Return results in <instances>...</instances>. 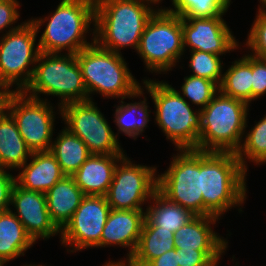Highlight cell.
Segmentation results:
<instances>
[{
  "instance_id": "6da1fadb",
  "label": "cell",
  "mask_w": 266,
  "mask_h": 266,
  "mask_svg": "<svg viewBox=\"0 0 266 266\" xmlns=\"http://www.w3.org/2000/svg\"><path fill=\"white\" fill-rule=\"evenodd\" d=\"M247 171L236 153L201 151L203 216L221 218L246 200Z\"/></svg>"
},
{
  "instance_id": "7a4b0ae2",
  "label": "cell",
  "mask_w": 266,
  "mask_h": 266,
  "mask_svg": "<svg viewBox=\"0 0 266 266\" xmlns=\"http://www.w3.org/2000/svg\"><path fill=\"white\" fill-rule=\"evenodd\" d=\"M44 18L29 19L39 33V29L46 23L44 32L38 40L40 52L77 54L94 43L95 2L91 0H60L53 14ZM91 29V30H90ZM93 38L87 42L86 33ZM89 31V32H88Z\"/></svg>"
},
{
  "instance_id": "3957f363",
  "label": "cell",
  "mask_w": 266,
  "mask_h": 266,
  "mask_svg": "<svg viewBox=\"0 0 266 266\" xmlns=\"http://www.w3.org/2000/svg\"><path fill=\"white\" fill-rule=\"evenodd\" d=\"M156 10L143 0H98L94 42L119 54L127 46L137 51L144 28Z\"/></svg>"
},
{
  "instance_id": "277c9868",
  "label": "cell",
  "mask_w": 266,
  "mask_h": 266,
  "mask_svg": "<svg viewBox=\"0 0 266 266\" xmlns=\"http://www.w3.org/2000/svg\"><path fill=\"white\" fill-rule=\"evenodd\" d=\"M88 93L106 98H141L144 89L134 78L122 54L105 50L95 42L76 54ZM141 96V97H140Z\"/></svg>"
},
{
  "instance_id": "5b68a950",
  "label": "cell",
  "mask_w": 266,
  "mask_h": 266,
  "mask_svg": "<svg viewBox=\"0 0 266 266\" xmlns=\"http://www.w3.org/2000/svg\"><path fill=\"white\" fill-rule=\"evenodd\" d=\"M144 89L152 97L156 124L162 129L167 140L177 150H198L201 129V111H194L178 90L168 82L143 79Z\"/></svg>"
},
{
  "instance_id": "8992f818",
  "label": "cell",
  "mask_w": 266,
  "mask_h": 266,
  "mask_svg": "<svg viewBox=\"0 0 266 266\" xmlns=\"http://www.w3.org/2000/svg\"><path fill=\"white\" fill-rule=\"evenodd\" d=\"M249 104L220 91L201 109L198 151L236 153L246 131Z\"/></svg>"
},
{
  "instance_id": "52a82bcc",
  "label": "cell",
  "mask_w": 266,
  "mask_h": 266,
  "mask_svg": "<svg viewBox=\"0 0 266 266\" xmlns=\"http://www.w3.org/2000/svg\"><path fill=\"white\" fill-rule=\"evenodd\" d=\"M23 92L37 99H41L40 94L61 98L59 115L64 105L88 100L76 54L40 52L32 79Z\"/></svg>"
},
{
  "instance_id": "ba28073f",
  "label": "cell",
  "mask_w": 266,
  "mask_h": 266,
  "mask_svg": "<svg viewBox=\"0 0 266 266\" xmlns=\"http://www.w3.org/2000/svg\"><path fill=\"white\" fill-rule=\"evenodd\" d=\"M136 52L149 72L172 71L184 54L182 18L158 7L144 28Z\"/></svg>"
},
{
  "instance_id": "9c48e42d",
  "label": "cell",
  "mask_w": 266,
  "mask_h": 266,
  "mask_svg": "<svg viewBox=\"0 0 266 266\" xmlns=\"http://www.w3.org/2000/svg\"><path fill=\"white\" fill-rule=\"evenodd\" d=\"M37 34L35 25L28 20L0 38V84L9 91L13 85L15 91H23L32 79L40 54L35 44Z\"/></svg>"
},
{
  "instance_id": "30bf717a",
  "label": "cell",
  "mask_w": 266,
  "mask_h": 266,
  "mask_svg": "<svg viewBox=\"0 0 266 266\" xmlns=\"http://www.w3.org/2000/svg\"><path fill=\"white\" fill-rule=\"evenodd\" d=\"M169 168L158 176L157 189L170 201L203 216L201 151L176 150Z\"/></svg>"
},
{
  "instance_id": "8fae6325",
  "label": "cell",
  "mask_w": 266,
  "mask_h": 266,
  "mask_svg": "<svg viewBox=\"0 0 266 266\" xmlns=\"http://www.w3.org/2000/svg\"><path fill=\"white\" fill-rule=\"evenodd\" d=\"M41 99L11 89L5 103V109L14 118L22 138L32 152L50 151L55 130V108L46 98Z\"/></svg>"
},
{
  "instance_id": "7c38bea8",
  "label": "cell",
  "mask_w": 266,
  "mask_h": 266,
  "mask_svg": "<svg viewBox=\"0 0 266 266\" xmlns=\"http://www.w3.org/2000/svg\"><path fill=\"white\" fill-rule=\"evenodd\" d=\"M95 104L87 100L64 105L61 117L65 127L86 144L91 154H124L116 133Z\"/></svg>"
},
{
  "instance_id": "4fadbf2b",
  "label": "cell",
  "mask_w": 266,
  "mask_h": 266,
  "mask_svg": "<svg viewBox=\"0 0 266 266\" xmlns=\"http://www.w3.org/2000/svg\"><path fill=\"white\" fill-rule=\"evenodd\" d=\"M126 156L118 162L105 197L111 209L144 210L143 204L157 190V168L137 165Z\"/></svg>"
},
{
  "instance_id": "5bb4252c",
  "label": "cell",
  "mask_w": 266,
  "mask_h": 266,
  "mask_svg": "<svg viewBox=\"0 0 266 266\" xmlns=\"http://www.w3.org/2000/svg\"><path fill=\"white\" fill-rule=\"evenodd\" d=\"M111 210L105 196L85 195L71 220L60 231L61 244L68 252L100 247V239Z\"/></svg>"
},
{
  "instance_id": "9a60e30c",
  "label": "cell",
  "mask_w": 266,
  "mask_h": 266,
  "mask_svg": "<svg viewBox=\"0 0 266 266\" xmlns=\"http://www.w3.org/2000/svg\"><path fill=\"white\" fill-rule=\"evenodd\" d=\"M183 48L219 56L239 49V42L227 26L223 15L211 18H182ZM186 49V50H185Z\"/></svg>"
},
{
  "instance_id": "2e32d148",
  "label": "cell",
  "mask_w": 266,
  "mask_h": 266,
  "mask_svg": "<svg viewBox=\"0 0 266 266\" xmlns=\"http://www.w3.org/2000/svg\"><path fill=\"white\" fill-rule=\"evenodd\" d=\"M11 205L16 209L12 213L35 243L40 238L46 240L60 234L50 218L44 193L26 190L15 183L11 193Z\"/></svg>"
},
{
  "instance_id": "e0dca14e",
  "label": "cell",
  "mask_w": 266,
  "mask_h": 266,
  "mask_svg": "<svg viewBox=\"0 0 266 266\" xmlns=\"http://www.w3.org/2000/svg\"><path fill=\"white\" fill-rule=\"evenodd\" d=\"M145 221L144 210H116L111 209L103 228L100 248L128 247L126 261L133 255L142 232Z\"/></svg>"
},
{
  "instance_id": "ac0fdd59",
  "label": "cell",
  "mask_w": 266,
  "mask_h": 266,
  "mask_svg": "<svg viewBox=\"0 0 266 266\" xmlns=\"http://www.w3.org/2000/svg\"><path fill=\"white\" fill-rule=\"evenodd\" d=\"M29 160L18 169L22 171L15 176V183L26 190L45 194L65 176L50 151L32 152Z\"/></svg>"
},
{
  "instance_id": "d6986e66",
  "label": "cell",
  "mask_w": 266,
  "mask_h": 266,
  "mask_svg": "<svg viewBox=\"0 0 266 266\" xmlns=\"http://www.w3.org/2000/svg\"><path fill=\"white\" fill-rule=\"evenodd\" d=\"M124 156L125 154H91L72 175L84 195L106 196L115 168Z\"/></svg>"
},
{
  "instance_id": "ffe728a7",
  "label": "cell",
  "mask_w": 266,
  "mask_h": 266,
  "mask_svg": "<svg viewBox=\"0 0 266 266\" xmlns=\"http://www.w3.org/2000/svg\"><path fill=\"white\" fill-rule=\"evenodd\" d=\"M219 218L195 216L174 233L175 249L226 250L228 241L213 231L212 226Z\"/></svg>"
},
{
  "instance_id": "44dd1931",
  "label": "cell",
  "mask_w": 266,
  "mask_h": 266,
  "mask_svg": "<svg viewBox=\"0 0 266 266\" xmlns=\"http://www.w3.org/2000/svg\"><path fill=\"white\" fill-rule=\"evenodd\" d=\"M45 195L50 218L60 231L71 220L85 196L74 177L68 175L58 181Z\"/></svg>"
},
{
  "instance_id": "7402d4cb",
  "label": "cell",
  "mask_w": 266,
  "mask_h": 266,
  "mask_svg": "<svg viewBox=\"0 0 266 266\" xmlns=\"http://www.w3.org/2000/svg\"><path fill=\"white\" fill-rule=\"evenodd\" d=\"M31 154L14 118L4 109L0 113V168L17 170L29 161Z\"/></svg>"
},
{
  "instance_id": "603a6c76",
  "label": "cell",
  "mask_w": 266,
  "mask_h": 266,
  "mask_svg": "<svg viewBox=\"0 0 266 266\" xmlns=\"http://www.w3.org/2000/svg\"><path fill=\"white\" fill-rule=\"evenodd\" d=\"M150 203L146 206L143 226H156L160 230L175 233L196 216L189 209L170 201L158 189L153 193Z\"/></svg>"
},
{
  "instance_id": "cb8c5ba5",
  "label": "cell",
  "mask_w": 266,
  "mask_h": 266,
  "mask_svg": "<svg viewBox=\"0 0 266 266\" xmlns=\"http://www.w3.org/2000/svg\"><path fill=\"white\" fill-rule=\"evenodd\" d=\"M33 244L35 242L11 209L0 213V258L5 263L24 256Z\"/></svg>"
},
{
  "instance_id": "d4e9b609",
  "label": "cell",
  "mask_w": 266,
  "mask_h": 266,
  "mask_svg": "<svg viewBox=\"0 0 266 266\" xmlns=\"http://www.w3.org/2000/svg\"><path fill=\"white\" fill-rule=\"evenodd\" d=\"M174 232L156 226H143L138 245L127 260L128 266H146L151 260L175 249Z\"/></svg>"
},
{
  "instance_id": "484cf974",
  "label": "cell",
  "mask_w": 266,
  "mask_h": 266,
  "mask_svg": "<svg viewBox=\"0 0 266 266\" xmlns=\"http://www.w3.org/2000/svg\"><path fill=\"white\" fill-rule=\"evenodd\" d=\"M50 152L68 176H72L91 155L86 144L66 127L52 141Z\"/></svg>"
},
{
  "instance_id": "4316f807",
  "label": "cell",
  "mask_w": 266,
  "mask_h": 266,
  "mask_svg": "<svg viewBox=\"0 0 266 266\" xmlns=\"http://www.w3.org/2000/svg\"><path fill=\"white\" fill-rule=\"evenodd\" d=\"M219 91L250 105L252 101V55H243L223 73Z\"/></svg>"
},
{
  "instance_id": "83f0119b",
  "label": "cell",
  "mask_w": 266,
  "mask_h": 266,
  "mask_svg": "<svg viewBox=\"0 0 266 266\" xmlns=\"http://www.w3.org/2000/svg\"><path fill=\"white\" fill-rule=\"evenodd\" d=\"M124 99H121L113 115L115 117L113 122L118 127V133L115 135L118 138L119 133H124L135 140L148 127L151 110L148 109L145 96L142 101L140 99L138 102L132 101L133 103L127 104Z\"/></svg>"
},
{
  "instance_id": "f1b7e54d",
  "label": "cell",
  "mask_w": 266,
  "mask_h": 266,
  "mask_svg": "<svg viewBox=\"0 0 266 266\" xmlns=\"http://www.w3.org/2000/svg\"><path fill=\"white\" fill-rule=\"evenodd\" d=\"M240 148L236 156L247 171V160L257 165L266 164V115L256 122L249 132H244ZM246 160V161H245Z\"/></svg>"
},
{
  "instance_id": "f546056e",
  "label": "cell",
  "mask_w": 266,
  "mask_h": 266,
  "mask_svg": "<svg viewBox=\"0 0 266 266\" xmlns=\"http://www.w3.org/2000/svg\"><path fill=\"white\" fill-rule=\"evenodd\" d=\"M231 0H173L172 8H165L181 18H211L225 15Z\"/></svg>"
},
{
  "instance_id": "4dcf8cb0",
  "label": "cell",
  "mask_w": 266,
  "mask_h": 266,
  "mask_svg": "<svg viewBox=\"0 0 266 266\" xmlns=\"http://www.w3.org/2000/svg\"><path fill=\"white\" fill-rule=\"evenodd\" d=\"M180 91L182 92L180 93ZM180 91H178L179 94H182L181 96L185 100L188 98L192 104L198 106V110H201L219 92V86L206 78L189 75L184 77Z\"/></svg>"
},
{
  "instance_id": "1f68e13d",
  "label": "cell",
  "mask_w": 266,
  "mask_h": 266,
  "mask_svg": "<svg viewBox=\"0 0 266 266\" xmlns=\"http://www.w3.org/2000/svg\"><path fill=\"white\" fill-rule=\"evenodd\" d=\"M189 52L191 53L189 68L192 71L190 75L206 78L219 86L223 77V61L220 56L199 50Z\"/></svg>"
},
{
  "instance_id": "d6a6232c",
  "label": "cell",
  "mask_w": 266,
  "mask_h": 266,
  "mask_svg": "<svg viewBox=\"0 0 266 266\" xmlns=\"http://www.w3.org/2000/svg\"><path fill=\"white\" fill-rule=\"evenodd\" d=\"M258 14L251 26L245 46L250 49V54L266 59V7L259 6Z\"/></svg>"
},
{
  "instance_id": "836d02e7",
  "label": "cell",
  "mask_w": 266,
  "mask_h": 266,
  "mask_svg": "<svg viewBox=\"0 0 266 266\" xmlns=\"http://www.w3.org/2000/svg\"><path fill=\"white\" fill-rule=\"evenodd\" d=\"M226 250L177 249L179 266H215Z\"/></svg>"
},
{
  "instance_id": "e575fe53",
  "label": "cell",
  "mask_w": 266,
  "mask_h": 266,
  "mask_svg": "<svg viewBox=\"0 0 266 266\" xmlns=\"http://www.w3.org/2000/svg\"><path fill=\"white\" fill-rule=\"evenodd\" d=\"M266 94V59L252 55V100Z\"/></svg>"
},
{
  "instance_id": "d590c367",
  "label": "cell",
  "mask_w": 266,
  "mask_h": 266,
  "mask_svg": "<svg viewBox=\"0 0 266 266\" xmlns=\"http://www.w3.org/2000/svg\"><path fill=\"white\" fill-rule=\"evenodd\" d=\"M20 6L18 0H0V33L6 29H9L8 31L15 30L23 24L13 26L20 17L18 11Z\"/></svg>"
},
{
  "instance_id": "8d00e7d4",
  "label": "cell",
  "mask_w": 266,
  "mask_h": 266,
  "mask_svg": "<svg viewBox=\"0 0 266 266\" xmlns=\"http://www.w3.org/2000/svg\"><path fill=\"white\" fill-rule=\"evenodd\" d=\"M6 170L0 168V213L12 209L11 193L15 185V176Z\"/></svg>"
},
{
  "instance_id": "74e56055",
  "label": "cell",
  "mask_w": 266,
  "mask_h": 266,
  "mask_svg": "<svg viewBox=\"0 0 266 266\" xmlns=\"http://www.w3.org/2000/svg\"><path fill=\"white\" fill-rule=\"evenodd\" d=\"M178 262L177 249H173L151 260L146 266H179Z\"/></svg>"
},
{
  "instance_id": "f35d334b",
  "label": "cell",
  "mask_w": 266,
  "mask_h": 266,
  "mask_svg": "<svg viewBox=\"0 0 266 266\" xmlns=\"http://www.w3.org/2000/svg\"><path fill=\"white\" fill-rule=\"evenodd\" d=\"M10 91L0 84V113L5 109V103Z\"/></svg>"
},
{
  "instance_id": "ab89813d",
  "label": "cell",
  "mask_w": 266,
  "mask_h": 266,
  "mask_svg": "<svg viewBox=\"0 0 266 266\" xmlns=\"http://www.w3.org/2000/svg\"><path fill=\"white\" fill-rule=\"evenodd\" d=\"M102 266H128V263L125 260H118L117 262L115 261H108Z\"/></svg>"
},
{
  "instance_id": "60d3db41",
  "label": "cell",
  "mask_w": 266,
  "mask_h": 266,
  "mask_svg": "<svg viewBox=\"0 0 266 266\" xmlns=\"http://www.w3.org/2000/svg\"><path fill=\"white\" fill-rule=\"evenodd\" d=\"M144 2H147V3H149L150 5H152V4H159V3H161L162 2V0H143ZM172 1V3H173V0H171Z\"/></svg>"
},
{
  "instance_id": "b9f144b4",
  "label": "cell",
  "mask_w": 266,
  "mask_h": 266,
  "mask_svg": "<svg viewBox=\"0 0 266 266\" xmlns=\"http://www.w3.org/2000/svg\"><path fill=\"white\" fill-rule=\"evenodd\" d=\"M6 265L5 262L0 258V266Z\"/></svg>"
},
{
  "instance_id": "7bdbcfd3",
  "label": "cell",
  "mask_w": 266,
  "mask_h": 266,
  "mask_svg": "<svg viewBox=\"0 0 266 266\" xmlns=\"http://www.w3.org/2000/svg\"><path fill=\"white\" fill-rule=\"evenodd\" d=\"M23 266H42V264L41 265H36V264H33V265H31V264H26V265H23ZM45 266V265H44Z\"/></svg>"
},
{
  "instance_id": "ee69618b",
  "label": "cell",
  "mask_w": 266,
  "mask_h": 266,
  "mask_svg": "<svg viewBox=\"0 0 266 266\" xmlns=\"http://www.w3.org/2000/svg\"><path fill=\"white\" fill-rule=\"evenodd\" d=\"M260 2H262L261 4H263L266 7V0H260Z\"/></svg>"
}]
</instances>
